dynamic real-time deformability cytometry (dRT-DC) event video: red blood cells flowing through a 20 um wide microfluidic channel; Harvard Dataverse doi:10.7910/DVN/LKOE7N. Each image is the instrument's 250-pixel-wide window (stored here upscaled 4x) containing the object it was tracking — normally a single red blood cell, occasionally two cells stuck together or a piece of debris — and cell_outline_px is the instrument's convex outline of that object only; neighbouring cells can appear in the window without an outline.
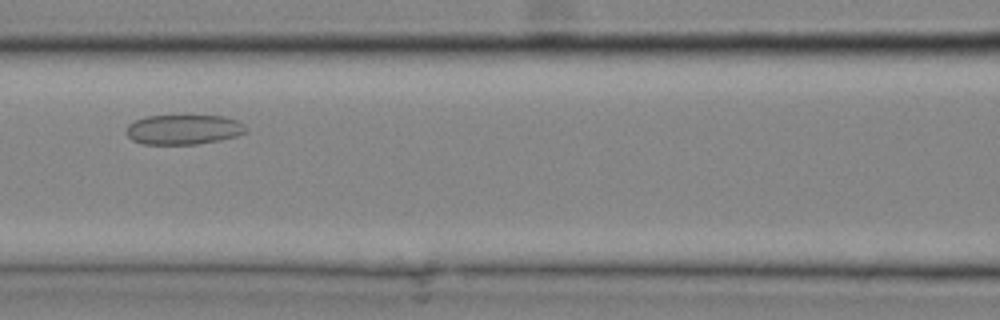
{"species": "common noctule bat (a hibernating species)", "species_latin": "Nyctalus noctula", "temperature_condition": "cold", "stored_images_in_passage": 21, "camera_frame_rate_fps": 3000, "um_per_image_px": 0.085, "animal": {"sex": "male", "body_mass_g": 20.4}, "frame": {"image": 1, "passage_image": 9, "time_ms": 2.667, "image_size_px": [1000, 320], "cell_outline_px": [[248, 132], [236, 136], [220, 140], [196, 144], [144, 144], [132, 140], [124, 132], [128, 124], [136, 120], [148, 116], [224, 116], [236, 120], [244, 124], [248, 128]], "centroid_in_image_um": [15.61, 11.01], "position_along_channel_um": 151.0, "area_um2": 20.87}}
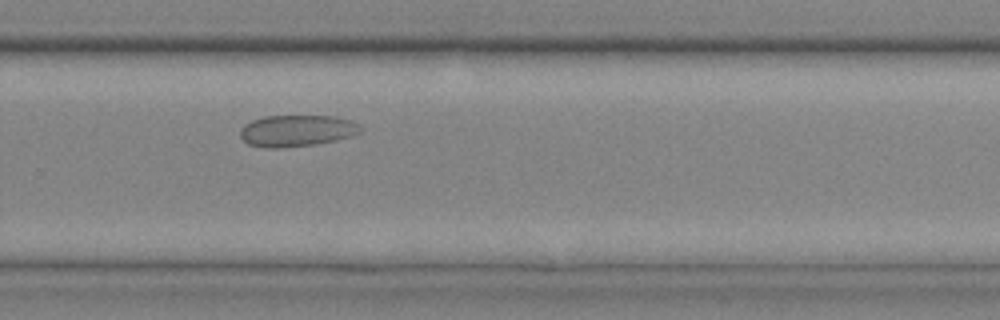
{"frame": {"image": 2, "passage_image": 16, "time_ms": 5.0, "image_size_px": [1000, 320], "cell_outline_px": [[360, 132], [352, 136], [336, 140], [316, 144], [280, 148], [264, 148], [248, 144], [240, 136], [240, 128], [244, 124], [252, 120], [264, 116], [336, 116], [348, 120], [356, 124], [360, 128]], "centroid_in_image_um": [25.17, 11.12], "position_along_channel_um": 304.6, "area_um2": 22.08}}
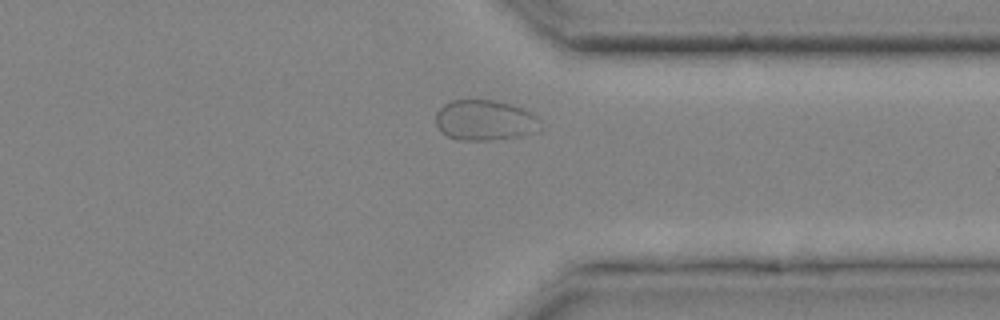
{"frame": {"image": 3, "passage_image": 19, "time_ms": 6.0, "image_size_px": [1000, 320], "cell_outline_px": [[544, 128], [540, 132], [520, 136], [492, 140], [460, 140], [448, 136], [440, 132], [436, 124], [436, 112], [444, 104], [452, 100], [492, 100], [512, 104], [532, 112], [544, 124]], "centroid_in_image_um": [41.28, 10.23], "position_along_channel_um": 370.1, "area_um2": 25.2}}